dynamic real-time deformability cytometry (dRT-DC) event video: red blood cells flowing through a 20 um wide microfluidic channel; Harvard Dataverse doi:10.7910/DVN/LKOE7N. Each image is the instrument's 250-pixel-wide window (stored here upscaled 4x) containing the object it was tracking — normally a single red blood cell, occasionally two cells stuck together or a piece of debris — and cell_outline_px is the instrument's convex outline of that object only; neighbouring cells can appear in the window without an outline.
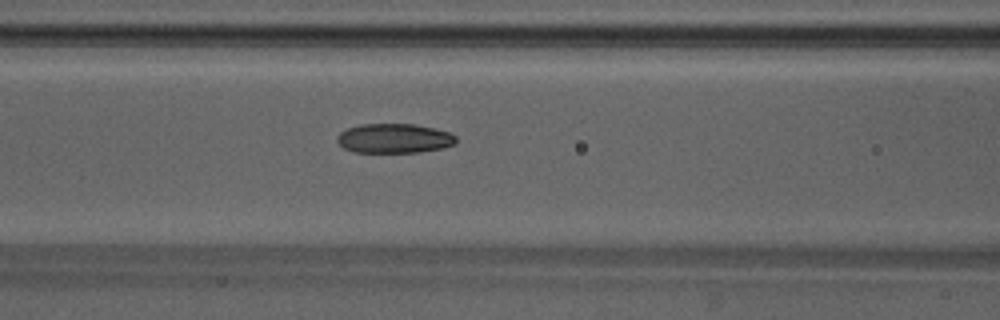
{"species": "Egyptian fruit bat (a non-hibernating species)", "species_latin": "Rousettus aegyptiacus", "temperature_condition": "warm", "stored_images_in_passage": 41, "camera_frame_rate_fps": 3000, "um_per_image_px": 0.085, "animal": {"sex": "male"}, "frame": {"image": 1, "passage_image": 13, "time_ms": 4.0, "image_size_px": [1000, 320], "cell_outline_px": [[456, 144], [440, 148], [416, 152], [352, 152], [344, 148], [336, 140], [336, 136], [340, 132], [348, 128], [360, 124], [416, 124], [436, 128], [448, 132], [456, 136]], "centroid_in_image_um": [33.49, 11.75], "position_along_channel_um": 133.1, "area_um2": 20.46}}
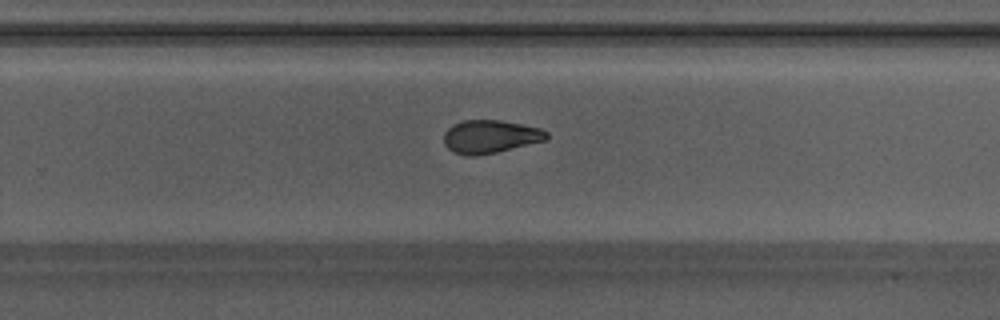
{"frame": {"image": 2, "passage_image": 24, "time_ms": 7.667, "image_size_px": [1000, 320], "cell_outline_px": [[548, 136], [544, 140], [496, 152], [476, 156], [468, 156], [452, 152], [444, 144], [444, 132], [452, 124], [464, 120], [500, 120], [540, 128], [548, 132]], "centroid_in_image_um": [41.61, 11.61], "position_along_channel_um": 288.2, "area_um2": 19.71}}
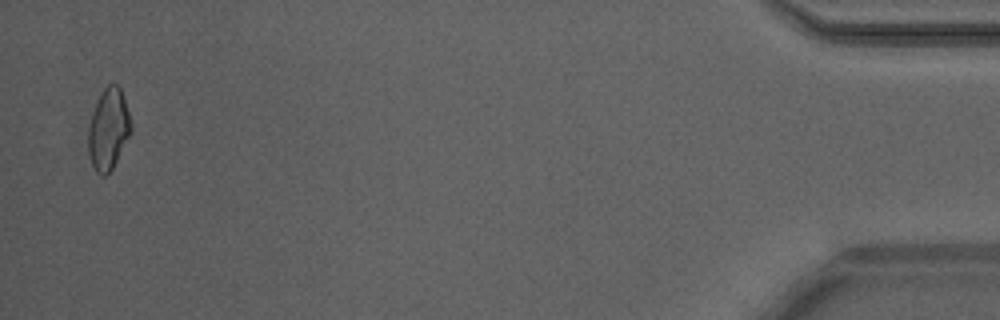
{"frame": {"image": 3, "passage_image": 40, "time_ms": 13.0, "image_size_px": [1000, 320], "cell_outline_px": [[132, 128], [112, 168], [104, 176], [100, 176], [96, 172], [92, 164], [88, 152], [88, 128], [92, 112], [104, 88], [108, 84], [116, 84], [120, 88], [132, 124]], "centroid_in_image_um": [9.19, 10.99], "position_along_channel_um": 426.0, "area_um2": 19.71}, "authors_computed_cell_mechanics": {"area_um2": 20.1722, "velocity_mm_per_s": 4.2408, "shape_relaxation_time_tau1_ms": null, "shape_relaxation_time_tau2_ms": 2.9087, "deformation_change_tau1": null, "deformation_change_tau2": 0.0918}}